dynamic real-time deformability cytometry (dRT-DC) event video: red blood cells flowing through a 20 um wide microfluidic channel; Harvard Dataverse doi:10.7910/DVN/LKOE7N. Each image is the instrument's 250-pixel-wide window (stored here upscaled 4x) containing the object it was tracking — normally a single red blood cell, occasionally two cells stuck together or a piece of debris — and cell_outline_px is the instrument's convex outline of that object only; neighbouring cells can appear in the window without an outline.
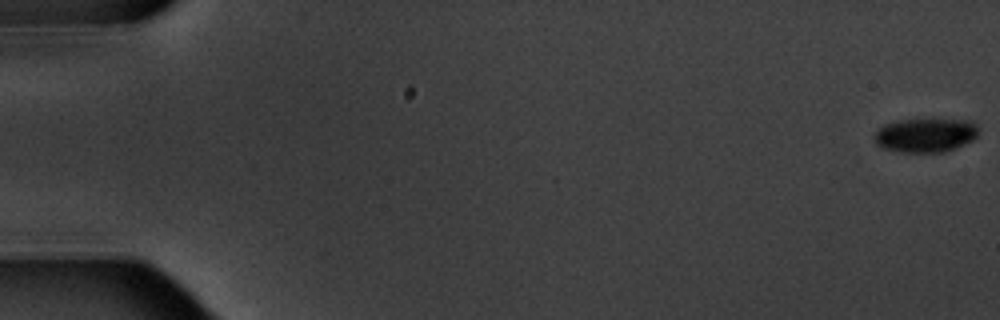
{"species": "common noctule bat (a hibernating species)", "species_latin": "Nyctalus noctula", "temperature_condition": "warm", "stored_images_in_passage": 7, "segment_of_instrument_passage": [1, 2], "camera_frame_rate_fps": 3000, "um_per_image_px": 0.085, "animal": {"sex": "male", "body_mass_g": 20.1, "forearm_length_mm": 53.5}, "frame": {"image": 1, "passage_image": 1, "time_ms": 0.0, "image_size_px": [1000, 320], "cell_outline_px": [[980, 128], [976, 136], [972, 140], [944, 152], [900, 152], [884, 148], [876, 144], [876, 132], [884, 124], [900, 120], [932, 116], [972, 120]], "centroid_in_image_um": [78.73, 11.42], "position_along_channel_um": 6.3, "area_um2": 21.39}}
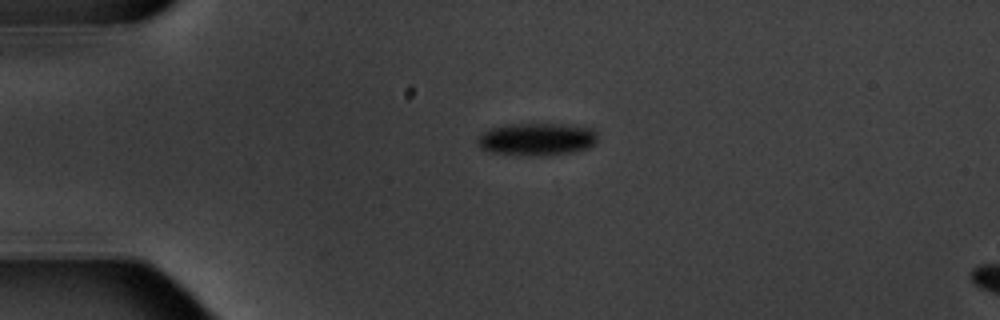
{"frame": {"image": 2, "passage_image": 5, "time_ms": 4.667, "image_size_px": [1000, 320], "cell_outline_px": [[596, 140], [588, 148], [572, 152], [548, 156], [532, 156], [492, 152], [480, 148], [476, 144], [476, 136], [488, 128], [508, 124], [572, 124], [592, 128], [596, 132]], "centroid_in_image_um": [45.58, 11.83], "position_along_channel_um": 39.4, "area_um2": 23.18}}